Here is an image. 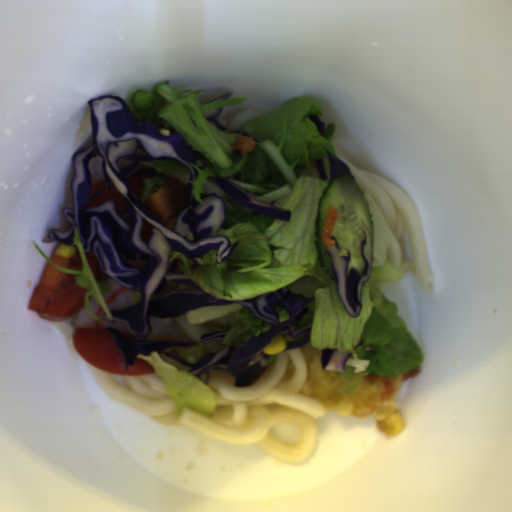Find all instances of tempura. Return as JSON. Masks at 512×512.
I'll use <instances>...</instances> for the list:
<instances>
[{"mask_svg": "<svg viewBox=\"0 0 512 512\" xmlns=\"http://www.w3.org/2000/svg\"><path fill=\"white\" fill-rule=\"evenodd\" d=\"M307 377L300 394L314 399L325 410H337L340 417L349 414L357 418H366L372 414L384 420L392 411H399L396 401L401 385L420 373L419 366L397 375L368 374L358 384L355 391L340 394L337 390L339 376L333 371L323 369L319 348L309 343L302 348Z\"/></svg>", "mask_w": 512, "mask_h": 512, "instance_id": "tempura-1", "label": "tempura"}, {"mask_svg": "<svg viewBox=\"0 0 512 512\" xmlns=\"http://www.w3.org/2000/svg\"><path fill=\"white\" fill-rule=\"evenodd\" d=\"M294 372H295V365H294L292 359L287 355L286 370L278 382H282L285 384L290 382L294 375Z\"/></svg>", "mask_w": 512, "mask_h": 512, "instance_id": "tempura-2", "label": "tempura"}]
</instances>
